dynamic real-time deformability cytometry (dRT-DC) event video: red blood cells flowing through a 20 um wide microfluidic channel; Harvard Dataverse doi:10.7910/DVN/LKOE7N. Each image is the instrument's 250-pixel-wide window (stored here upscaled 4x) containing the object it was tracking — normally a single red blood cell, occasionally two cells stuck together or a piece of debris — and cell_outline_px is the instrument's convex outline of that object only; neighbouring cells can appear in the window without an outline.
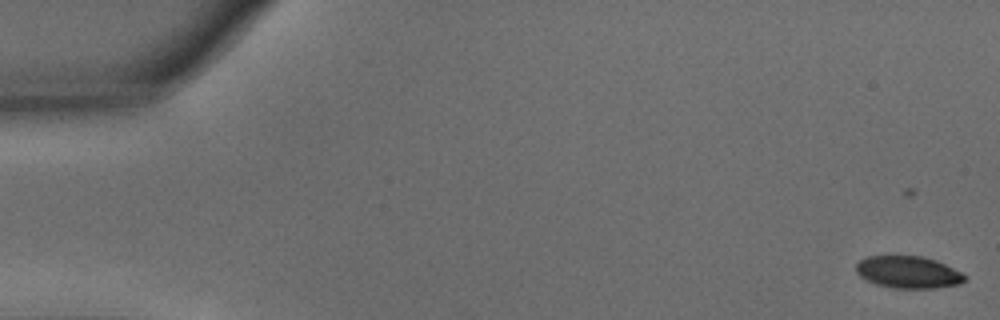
{"species": "common noctule bat (a hibernating species)", "species_latin": "Nyctalus noctula", "temperature_condition": "warm", "stored_images_in_passage": 9, "camera_frame_rate_fps": 3000, "um_per_image_px": 0.085, "animal": {"sex": "male", "body_mass_g": 15.6}, "frame": {"image": 1, "passage_image": 2, "time_ms": 0.333, "image_size_px": [1000, 320], "cell_outline_px": [[968, 276], [960, 284], [936, 288], [896, 288], [876, 284], [860, 276], [856, 272], [856, 264], [860, 260], [868, 256], [920, 256], [936, 260]], "centroid_in_image_um": [77.2, 23.13], "position_along_channel_um": 7.8, "area_um2": 20.17}}